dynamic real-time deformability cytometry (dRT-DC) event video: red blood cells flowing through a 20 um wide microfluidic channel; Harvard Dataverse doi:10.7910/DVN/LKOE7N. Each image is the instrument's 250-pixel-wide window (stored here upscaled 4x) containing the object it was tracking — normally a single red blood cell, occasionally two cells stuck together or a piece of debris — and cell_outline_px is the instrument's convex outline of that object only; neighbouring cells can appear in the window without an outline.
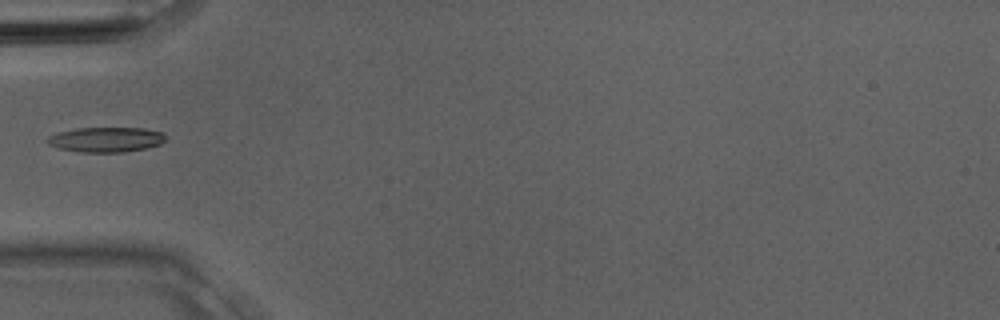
{"species": "Egyptian fruit bat (a non-hibernating species)", "species_latin": "Rousettus aegyptiacus", "temperature_condition": "room temperature", "stored_images_in_passage": 2, "camera_frame_rate_fps": 3000, "um_per_image_px": 0.085, "animal": {"sex": "male"}, "frame": {"image": 1, "passage_image": 2, "time_ms": 0.333, "image_size_px": [1000, 320], "cell_outline_px": [[164, 140], [160, 144], [144, 148], [124, 152], [80, 152], [60, 148], [48, 144], [44, 140], [48, 136], [60, 132], [76, 128], [144, 128], [160, 132], [164, 136]], "centroid_in_image_um": [8.96, 11.86], "position_along_channel_um": 76.0, "area_um2": 16.99}}